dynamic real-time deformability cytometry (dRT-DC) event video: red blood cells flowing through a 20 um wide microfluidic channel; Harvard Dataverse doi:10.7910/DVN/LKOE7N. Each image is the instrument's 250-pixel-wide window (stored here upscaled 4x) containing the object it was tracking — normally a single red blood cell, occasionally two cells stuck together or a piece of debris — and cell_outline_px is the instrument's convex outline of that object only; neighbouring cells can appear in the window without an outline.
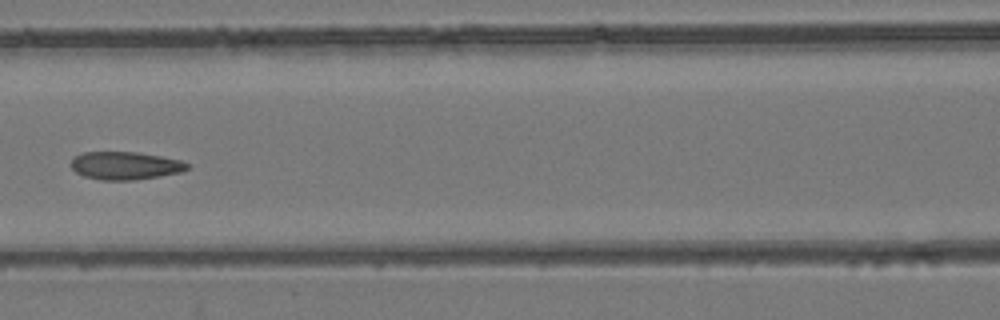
{"species": "common noctule bat (a hibernating species)", "species_latin": "Nyctalus noctula", "temperature_condition": "room temperature", "stored_images_in_passage": 7, "camera_frame_rate_fps": 3000, "um_per_image_px": 0.085, "animal": {"sex": "female", "body_mass_g": 24.6, "forearm_length_mm": 56.2}, "frame": {"image": 1, "passage_image": 7, "time_ms": 6.667, "image_size_px": [1000, 320], "cell_outline_px": [[188, 168], [180, 172], [160, 176], [132, 180], [100, 180], [84, 176], [76, 172], [72, 168], [72, 160], [76, 156], [84, 152], [136, 152], [160, 156], [180, 160], [188, 164]], "centroid_in_image_um": [10.63, 14.08], "position_along_channel_um": 156.0, "area_um2": 18.67}}